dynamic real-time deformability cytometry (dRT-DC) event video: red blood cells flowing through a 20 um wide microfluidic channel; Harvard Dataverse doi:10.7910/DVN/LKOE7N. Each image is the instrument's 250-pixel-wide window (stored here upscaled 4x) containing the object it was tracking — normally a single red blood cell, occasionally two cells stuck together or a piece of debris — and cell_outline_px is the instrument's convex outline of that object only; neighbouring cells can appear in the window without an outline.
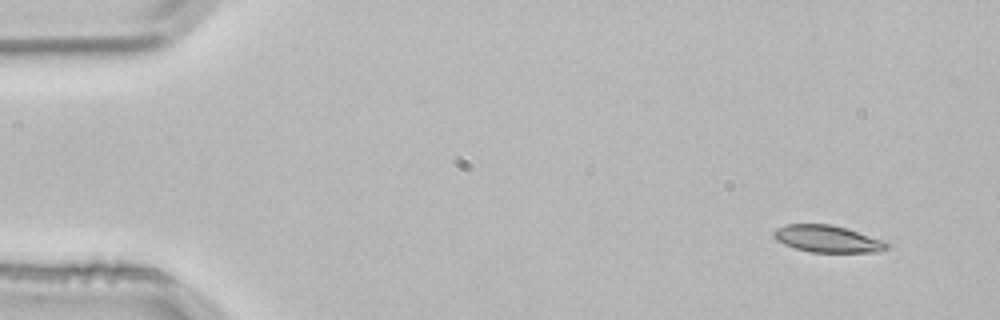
{"species": "common noctule bat (a hibernating species)", "species_latin": "Nyctalus noctula", "temperature_condition": "room temperature", "stored_images_in_passage": 3, "camera_frame_rate_fps": 3000, "um_per_image_px": 0.085, "animal": {"sex": "male", "body_mass_g": 21.5, "forearm_length_mm": 52.0}, "frame": {"image": 1, "passage_image": 1, "time_ms": 0.0, "image_size_px": [1000, 320], "cell_outline_px": [[892, 244], [888, 248], [880, 252], [812, 252], [796, 248], [784, 244], [776, 240], [772, 236], [772, 232], [776, 228], [788, 224], [832, 224]], "centroid_in_image_um": [70.3, 20.31], "position_along_channel_um": 14.7, "area_um2": 17.57}}